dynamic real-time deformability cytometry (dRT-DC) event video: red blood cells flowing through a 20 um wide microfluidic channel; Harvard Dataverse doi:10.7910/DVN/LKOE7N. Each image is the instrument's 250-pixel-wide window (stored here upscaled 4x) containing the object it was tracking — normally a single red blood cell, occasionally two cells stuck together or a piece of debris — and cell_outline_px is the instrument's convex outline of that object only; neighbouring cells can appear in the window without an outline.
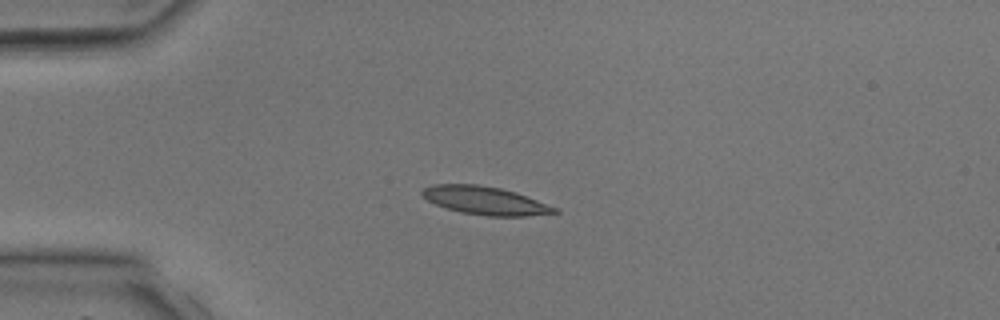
{"species": "common noctule bat (a hibernating species)", "species_latin": "Nyctalus noctula", "temperature_condition": "room temperature", "stored_images_in_passage": 2, "camera_frame_rate_fps": 3000, "um_per_image_px": 0.085, "animal": {"sex": "male", "body_mass_g": 17.9, "forearm_length_mm": 54.2}, "frame": {"image": 1, "passage_image": 2, "time_ms": 1.667, "image_size_px": [1000, 320], "cell_outline_px": [[560, 212], [524, 216], [488, 216], [460, 212], [436, 204], [428, 200], [420, 192], [424, 188], [432, 184], [476, 184], [500, 188], [516, 192], [560, 208]], "centroid_in_image_um": [41.28, 17.05], "position_along_channel_um": 43.7, "area_um2": 21.68}}